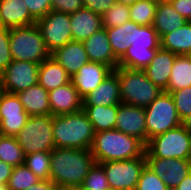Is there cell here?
<instances>
[{
	"label": "cell",
	"instance_id": "1",
	"mask_svg": "<svg viewBox=\"0 0 191 190\" xmlns=\"http://www.w3.org/2000/svg\"><path fill=\"white\" fill-rule=\"evenodd\" d=\"M94 163L91 149L54 148L50 152V180L61 190L81 186Z\"/></svg>",
	"mask_w": 191,
	"mask_h": 190
},
{
	"label": "cell",
	"instance_id": "2",
	"mask_svg": "<svg viewBox=\"0 0 191 190\" xmlns=\"http://www.w3.org/2000/svg\"><path fill=\"white\" fill-rule=\"evenodd\" d=\"M95 163L123 161L142 157L145 144L137 137L117 129L96 132L91 147Z\"/></svg>",
	"mask_w": 191,
	"mask_h": 190
},
{
	"label": "cell",
	"instance_id": "3",
	"mask_svg": "<svg viewBox=\"0 0 191 190\" xmlns=\"http://www.w3.org/2000/svg\"><path fill=\"white\" fill-rule=\"evenodd\" d=\"M55 148L91 149L95 132L86 113L52 116Z\"/></svg>",
	"mask_w": 191,
	"mask_h": 190
},
{
	"label": "cell",
	"instance_id": "4",
	"mask_svg": "<svg viewBox=\"0 0 191 190\" xmlns=\"http://www.w3.org/2000/svg\"><path fill=\"white\" fill-rule=\"evenodd\" d=\"M113 71L118 76L121 101L124 104L145 108L163 92L148 79L143 70L118 66Z\"/></svg>",
	"mask_w": 191,
	"mask_h": 190
},
{
	"label": "cell",
	"instance_id": "5",
	"mask_svg": "<svg viewBox=\"0 0 191 190\" xmlns=\"http://www.w3.org/2000/svg\"><path fill=\"white\" fill-rule=\"evenodd\" d=\"M160 47L161 39L153 25H137L134 29L133 43L119 60L118 66L132 70H144Z\"/></svg>",
	"mask_w": 191,
	"mask_h": 190
},
{
	"label": "cell",
	"instance_id": "6",
	"mask_svg": "<svg viewBox=\"0 0 191 190\" xmlns=\"http://www.w3.org/2000/svg\"><path fill=\"white\" fill-rule=\"evenodd\" d=\"M10 52L13 60L38 64L51 55L36 24L10 29Z\"/></svg>",
	"mask_w": 191,
	"mask_h": 190
},
{
	"label": "cell",
	"instance_id": "7",
	"mask_svg": "<svg viewBox=\"0 0 191 190\" xmlns=\"http://www.w3.org/2000/svg\"><path fill=\"white\" fill-rule=\"evenodd\" d=\"M145 156L191 159V133L181 124L157 135L145 145Z\"/></svg>",
	"mask_w": 191,
	"mask_h": 190
},
{
	"label": "cell",
	"instance_id": "8",
	"mask_svg": "<svg viewBox=\"0 0 191 190\" xmlns=\"http://www.w3.org/2000/svg\"><path fill=\"white\" fill-rule=\"evenodd\" d=\"M25 155L54 148L52 115L29 116L25 126L15 136Z\"/></svg>",
	"mask_w": 191,
	"mask_h": 190
},
{
	"label": "cell",
	"instance_id": "9",
	"mask_svg": "<svg viewBox=\"0 0 191 190\" xmlns=\"http://www.w3.org/2000/svg\"><path fill=\"white\" fill-rule=\"evenodd\" d=\"M148 141L182 124L170 93L163 91L150 105L144 108Z\"/></svg>",
	"mask_w": 191,
	"mask_h": 190
},
{
	"label": "cell",
	"instance_id": "10",
	"mask_svg": "<svg viewBox=\"0 0 191 190\" xmlns=\"http://www.w3.org/2000/svg\"><path fill=\"white\" fill-rule=\"evenodd\" d=\"M99 164L105 170L111 190H135L146 165V156Z\"/></svg>",
	"mask_w": 191,
	"mask_h": 190
},
{
	"label": "cell",
	"instance_id": "11",
	"mask_svg": "<svg viewBox=\"0 0 191 190\" xmlns=\"http://www.w3.org/2000/svg\"><path fill=\"white\" fill-rule=\"evenodd\" d=\"M47 50L52 53L57 48L73 41L70 14L49 11L36 21Z\"/></svg>",
	"mask_w": 191,
	"mask_h": 190
},
{
	"label": "cell",
	"instance_id": "12",
	"mask_svg": "<svg viewBox=\"0 0 191 190\" xmlns=\"http://www.w3.org/2000/svg\"><path fill=\"white\" fill-rule=\"evenodd\" d=\"M40 64L13 60L0 75V90L17 94L38 84Z\"/></svg>",
	"mask_w": 191,
	"mask_h": 190
},
{
	"label": "cell",
	"instance_id": "13",
	"mask_svg": "<svg viewBox=\"0 0 191 190\" xmlns=\"http://www.w3.org/2000/svg\"><path fill=\"white\" fill-rule=\"evenodd\" d=\"M0 134L4 136H16L25 126L29 114L24 110L17 94L0 90Z\"/></svg>",
	"mask_w": 191,
	"mask_h": 190
},
{
	"label": "cell",
	"instance_id": "14",
	"mask_svg": "<svg viewBox=\"0 0 191 190\" xmlns=\"http://www.w3.org/2000/svg\"><path fill=\"white\" fill-rule=\"evenodd\" d=\"M146 164L167 185L175 188L191 171V159L146 157Z\"/></svg>",
	"mask_w": 191,
	"mask_h": 190
},
{
	"label": "cell",
	"instance_id": "15",
	"mask_svg": "<svg viewBox=\"0 0 191 190\" xmlns=\"http://www.w3.org/2000/svg\"><path fill=\"white\" fill-rule=\"evenodd\" d=\"M115 129L137 137L147 144L146 116L144 107L120 103L116 116Z\"/></svg>",
	"mask_w": 191,
	"mask_h": 190
},
{
	"label": "cell",
	"instance_id": "16",
	"mask_svg": "<svg viewBox=\"0 0 191 190\" xmlns=\"http://www.w3.org/2000/svg\"><path fill=\"white\" fill-rule=\"evenodd\" d=\"M112 71V68L103 63L89 61L71 77V82L79 95L84 98L96 89Z\"/></svg>",
	"mask_w": 191,
	"mask_h": 190
},
{
	"label": "cell",
	"instance_id": "17",
	"mask_svg": "<svg viewBox=\"0 0 191 190\" xmlns=\"http://www.w3.org/2000/svg\"><path fill=\"white\" fill-rule=\"evenodd\" d=\"M50 115L59 116L83 110V98L72 82L49 91Z\"/></svg>",
	"mask_w": 191,
	"mask_h": 190
},
{
	"label": "cell",
	"instance_id": "18",
	"mask_svg": "<svg viewBox=\"0 0 191 190\" xmlns=\"http://www.w3.org/2000/svg\"><path fill=\"white\" fill-rule=\"evenodd\" d=\"M88 58L92 62L103 63L113 70L118 67L119 60L114 56L111 49L106 28L100 29L83 41Z\"/></svg>",
	"mask_w": 191,
	"mask_h": 190
},
{
	"label": "cell",
	"instance_id": "19",
	"mask_svg": "<svg viewBox=\"0 0 191 190\" xmlns=\"http://www.w3.org/2000/svg\"><path fill=\"white\" fill-rule=\"evenodd\" d=\"M176 54L159 48L151 63L143 70L148 79L162 91L168 89L169 78Z\"/></svg>",
	"mask_w": 191,
	"mask_h": 190
},
{
	"label": "cell",
	"instance_id": "20",
	"mask_svg": "<svg viewBox=\"0 0 191 190\" xmlns=\"http://www.w3.org/2000/svg\"><path fill=\"white\" fill-rule=\"evenodd\" d=\"M122 103L117 74L112 71L91 93L83 98V106H112Z\"/></svg>",
	"mask_w": 191,
	"mask_h": 190
},
{
	"label": "cell",
	"instance_id": "21",
	"mask_svg": "<svg viewBox=\"0 0 191 190\" xmlns=\"http://www.w3.org/2000/svg\"><path fill=\"white\" fill-rule=\"evenodd\" d=\"M36 24L24 0H0V27L18 28Z\"/></svg>",
	"mask_w": 191,
	"mask_h": 190
},
{
	"label": "cell",
	"instance_id": "22",
	"mask_svg": "<svg viewBox=\"0 0 191 190\" xmlns=\"http://www.w3.org/2000/svg\"><path fill=\"white\" fill-rule=\"evenodd\" d=\"M51 56L65 69L70 77L90 61L83 42L79 41L66 43L52 52Z\"/></svg>",
	"mask_w": 191,
	"mask_h": 190
},
{
	"label": "cell",
	"instance_id": "23",
	"mask_svg": "<svg viewBox=\"0 0 191 190\" xmlns=\"http://www.w3.org/2000/svg\"><path fill=\"white\" fill-rule=\"evenodd\" d=\"M73 41L83 42L102 29L101 15L85 7L70 14Z\"/></svg>",
	"mask_w": 191,
	"mask_h": 190
},
{
	"label": "cell",
	"instance_id": "24",
	"mask_svg": "<svg viewBox=\"0 0 191 190\" xmlns=\"http://www.w3.org/2000/svg\"><path fill=\"white\" fill-rule=\"evenodd\" d=\"M29 116L50 115L49 92L40 84L17 93Z\"/></svg>",
	"mask_w": 191,
	"mask_h": 190
},
{
	"label": "cell",
	"instance_id": "25",
	"mask_svg": "<svg viewBox=\"0 0 191 190\" xmlns=\"http://www.w3.org/2000/svg\"><path fill=\"white\" fill-rule=\"evenodd\" d=\"M69 82L70 75L51 55L40 64L38 84L48 92Z\"/></svg>",
	"mask_w": 191,
	"mask_h": 190
},
{
	"label": "cell",
	"instance_id": "26",
	"mask_svg": "<svg viewBox=\"0 0 191 190\" xmlns=\"http://www.w3.org/2000/svg\"><path fill=\"white\" fill-rule=\"evenodd\" d=\"M187 20L182 17L170 2L158 3L153 22V28L160 39L170 32L183 26Z\"/></svg>",
	"mask_w": 191,
	"mask_h": 190
},
{
	"label": "cell",
	"instance_id": "27",
	"mask_svg": "<svg viewBox=\"0 0 191 190\" xmlns=\"http://www.w3.org/2000/svg\"><path fill=\"white\" fill-rule=\"evenodd\" d=\"M137 25L129 20L121 26L106 28L111 49L118 60L125 55L131 43H133L134 29Z\"/></svg>",
	"mask_w": 191,
	"mask_h": 190
},
{
	"label": "cell",
	"instance_id": "28",
	"mask_svg": "<svg viewBox=\"0 0 191 190\" xmlns=\"http://www.w3.org/2000/svg\"><path fill=\"white\" fill-rule=\"evenodd\" d=\"M161 48L176 55H191V21L161 38Z\"/></svg>",
	"mask_w": 191,
	"mask_h": 190
},
{
	"label": "cell",
	"instance_id": "29",
	"mask_svg": "<svg viewBox=\"0 0 191 190\" xmlns=\"http://www.w3.org/2000/svg\"><path fill=\"white\" fill-rule=\"evenodd\" d=\"M118 106H83L95 133L115 129Z\"/></svg>",
	"mask_w": 191,
	"mask_h": 190
},
{
	"label": "cell",
	"instance_id": "30",
	"mask_svg": "<svg viewBox=\"0 0 191 190\" xmlns=\"http://www.w3.org/2000/svg\"><path fill=\"white\" fill-rule=\"evenodd\" d=\"M189 86H191V55H177L166 92L171 93Z\"/></svg>",
	"mask_w": 191,
	"mask_h": 190
},
{
	"label": "cell",
	"instance_id": "31",
	"mask_svg": "<svg viewBox=\"0 0 191 190\" xmlns=\"http://www.w3.org/2000/svg\"><path fill=\"white\" fill-rule=\"evenodd\" d=\"M0 160L13 167L24 164L25 154L16 137L0 134Z\"/></svg>",
	"mask_w": 191,
	"mask_h": 190
},
{
	"label": "cell",
	"instance_id": "32",
	"mask_svg": "<svg viewBox=\"0 0 191 190\" xmlns=\"http://www.w3.org/2000/svg\"><path fill=\"white\" fill-rule=\"evenodd\" d=\"M158 3L151 0H138L129 5L130 20L142 26L153 25Z\"/></svg>",
	"mask_w": 191,
	"mask_h": 190
},
{
	"label": "cell",
	"instance_id": "33",
	"mask_svg": "<svg viewBox=\"0 0 191 190\" xmlns=\"http://www.w3.org/2000/svg\"><path fill=\"white\" fill-rule=\"evenodd\" d=\"M24 164L40 179H50V152L38 151L25 155Z\"/></svg>",
	"mask_w": 191,
	"mask_h": 190
},
{
	"label": "cell",
	"instance_id": "34",
	"mask_svg": "<svg viewBox=\"0 0 191 190\" xmlns=\"http://www.w3.org/2000/svg\"><path fill=\"white\" fill-rule=\"evenodd\" d=\"M40 179L25 165L13 167L7 187L9 190H26Z\"/></svg>",
	"mask_w": 191,
	"mask_h": 190
},
{
	"label": "cell",
	"instance_id": "35",
	"mask_svg": "<svg viewBox=\"0 0 191 190\" xmlns=\"http://www.w3.org/2000/svg\"><path fill=\"white\" fill-rule=\"evenodd\" d=\"M129 5L115 3L102 16V28H112L125 24L130 20Z\"/></svg>",
	"mask_w": 191,
	"mask_h": 190
},
{
	"label": "cell",
	"instance_id": "36",
	"mask_svg": "<svg viewBox=\"0 0 191 190\" xmlns=\"http://www.w3.org/2000/svg\"><path fill=\"white\" fill-rule=\"evenodd\" d=\"M81 187L86 190H111L105 170L98 163H94L89 169Z\"/></svg>",
	"mask_w": 191,
	"mask_h": 190
},
{
	"label": "cell",
	"instance_id": "37",
	"mask_svg": "<svg viewBox=\"0 0 191 190\" xmlns=\"http://www.w3.org/2000/svg\"><path fill=\"white\" fill-rule=\"evenodd\" d=\"M176 107L177 114L183 122L191 115V86L170 93Z\"/></svg>",
	"mask_w": 191,
	"mask_h": 190
},
{
	"label": "cell",
	"instance_id": "38",
	"mask_svg": "<svg viewBox=\"0 0 191 190\" xmlns=\"http://www.w3.org/2000/svg\"><path fill=\"white\" fill-rule=\"evenodd\" d=\"M167 185L146 164L135 190H166Z\"/></svg>",
	"mask_w": 191,
	"mask_h": 190
},
{
	"label": "cell",
	"instance_id": "39",
	"mask_svg": "<svg viewBox=\"0 0 191 190\" xmlns=\"http://www.w3.org/2000/svg\"><path fill=\"white\" fill-rule=\"evenodd\" d=\"M13 61L10 52V29L0 27V75Z\"/></svg>",
	"mask_w": 191,
	"mask_h": 190
},
{
	"label": "cell",
	"instance_id": "40",
	"mask_svg": "<svg viewBox=\"0 0 191 190\" xmlns=\"http://www.w3.org/2000/svg\"><path fill=\"white\" fill-rule=\"evenodd\" d=\"M24 3L36 21L51 11V0H24Z\"/></svg>",
	"mask_w": 191,
	"mask_h": 190
},
{
	"label": "cell",
	"instance_id": "41",
	"mask_svg": "<svg viewBox=\"0 0 191 190\" xmlns=\"http://www.w3.org/2000/svg\"><path fill=\"white\" fill-rule=\"evenodd\" d=\"M84 7L83 0H51V10L72 14Z\"/></svg>",
	"mask_w": 191,
	"mask_h": 190
},
{
	"label": "cell",
	"instance_id": "42",
	"mask_svg": "<svg viewBox=\"0 0 191 190\" xmlns=\"http://www.w3.org/2000/svg\"><path fill=\"white\" fill-rule=\"evenodd\" d=\"M83 3L85 8L102 16L116 2L115 0H83Z\"/></svg>",
	"mask_w": 191,
	"mask_h": 190
},
{
	"label": "cell",
	"instance_id": "43",
	"mask_svg": "<svg viewBox=\"0 0 191 190\" xmlns=\"http://www.w3.org/2000/svg\"><path fill=\"white\" fill-rule=\"evenodd\" d=\"M174 9L187 21H191V0H169Z\"/></svg>",
	"mask_w": 191,
	"mask_h": 190
},
{
	"label": "cell",
	"instance_id": "44",
	"mask_svg": "<svg viewBox=\"0 0 191 190\" xmlns=\"http://www.w3.org/2000/svg\"><path fill=\"white\" fill-rule=\"evenodd\" d=\"M13 166L0 160V184H8Z\"/></svg>",
	"mask_w": 191,
	"mask_h": 190
},
{
	"label": "cell",
	"instance_id": "45",
	"mask_svg": "<svg viewBox=\"0 0 191 190\" xmlns=\"http://www.w3.org/2000/svg\"><path fill=\"white\" fill-rule=\"evenodd\" d=\"M26 190H61V189L49 179V180H40L37 184L28 187Z\"/></svg>",
	"mask_w": 191,
	"mask_h": 190
},
{
	"label": "cell",
	"instance_id": "46",
	"mask_svg": "<svg viewBox=\"0 0 191 190\" xmlns=\"http://www.w3.org/2000/svg\"><path fill=\"white\" fill-rule=\"evenodd\" d=\"M175 188H176V190H191V171L182 180V182Z\"/></svg>",
	"mask_w": 191,
	"mask_h": 190
},
{
	"label": "cell",
	"instance_id": "47",
	"mask_svg": "<svg viewBox=\"0 0 191 190\" xmlns=\"http://www.w3.org/2000/svg\"><path fill=\"white\" fill-rule=\"evenodd\" d=\"M182 124L184 125V127L191 133V115L189 117H187Z\"/></svg>",
	"mask_w": 191,
	"mask_h": 190
},
{
	"label": "cell",
	"instance_id": "48",
	"mask_svg": "<svg viewBox=\"0 0 191 190\" xmlns=\"http://www.w3.org/2000/svg\"><path fill=\"white\" fill-rule=\"evenodd\" d=\"M138 0H115L116 3L125 4V5H132Z\"/></svg>",
	"mask_w": 191,
	"mask_h": 190
},
{
	"label": "cell",
	"instance_id": "49",
	"mask_svg": "<svg viewBox=\"0 0 191 190\" xmlns=\"http://www.w3.org/2000/svg\"><path fill=\"white\" fill-rule=\"evenodd\" d=\"M62 190H86V189H83L81 186H77V187L64 188Z\"/></svg>",
	"mask_w": 191,
	"mask_h": 190
},
{
	"label": "cell",
	"instance_id": "50",
	"mask_svg": "<svg viewBox=\"0 0 191 190\" xmlns=\"http://www.w3.org/2000/svg\"><path fill=\"white\" fill-rule=\"evenodd\" d=\"M0 190H9L6 184H0Z\"/></svg>",
	"mask_w": 191,
	"mask_h": 190
},
{
	"label": "cell",
	"instance_id": "51",
	"mask_svg": "<svg viewBox=\"0 0 191 190\" xmlns=\"http://www.w3.org/2000/svg\"><path fill=\"white\" fill-rule=\"evenodd\" d=\"M151 1H155L157 3L169 2V0H151Z\"/></svg>",
	"mask_w": 191,
	"mask_h": 190
},
{
	"label": "cell",
	"instance_id": "52",
	"mask_svg": "<svg viewBox=\"0 0 191 190\" xmlns=\"http://www.w3.org/2000/svg\"><path fill=\"white\" fill-rule=\"evenodd\" d=\"M166 190H176V188H172V187H167Z\"/></svg>",
	"mask_w": 191,
	"mask_h": 190
}]
</instances>
